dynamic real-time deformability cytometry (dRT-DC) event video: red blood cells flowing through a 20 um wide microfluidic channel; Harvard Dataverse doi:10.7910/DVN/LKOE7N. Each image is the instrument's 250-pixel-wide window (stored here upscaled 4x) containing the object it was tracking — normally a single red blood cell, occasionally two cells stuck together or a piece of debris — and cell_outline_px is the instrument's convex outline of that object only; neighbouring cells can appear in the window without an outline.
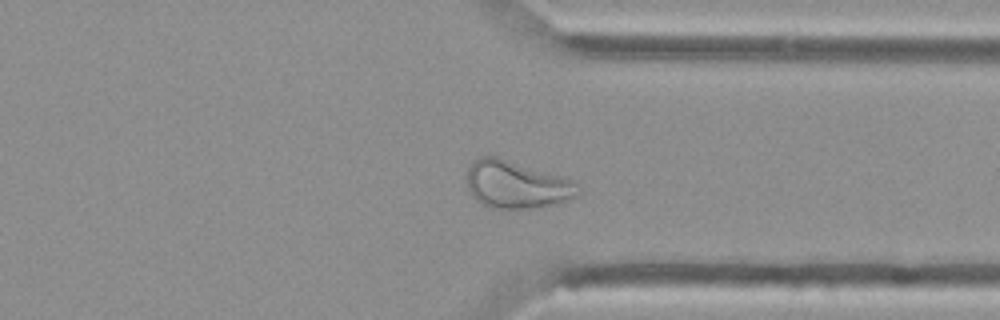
{"species": "Egyptian fruit bat (a non-hibernating species)", "species_latin": "Rousettus aegyptiacus", "temperature_condition": "cold", "stored_images_in_passage": 43, "camera_frame_rate_fps": 3000, "um_per_image_px": 0.085, "animal": {"sex": "female"}, "frame": {"image": 1, "passage_image": 31, "time_ms": 10.0, "image_size_px": [1000, 320], "cell_outline_px": [[580, 192], [576, 196], [556, 204], [532, 208], [488, 208], [476, 200], [472, 196], [468, 188], [468, 168], [480, 156], [496, 156], [572, 180]], "centroid_in_image_um": [43.87, 15.71], "position_along_channel_um": 367.5, "area_um2": 30.23}}
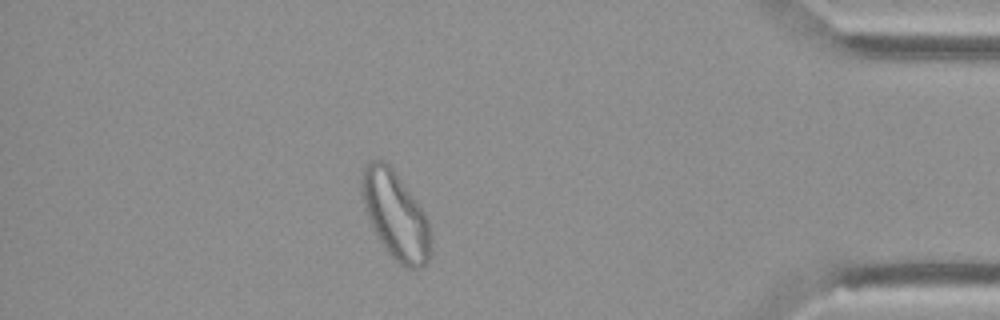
{"frame": {"image": 2, "passage_image": 37, "time_ms": 12.0, "image_size_px": [1000, 320], "cell_outline_px": [[432, 248], [428, 260], [420, 268], [408, 268], [400, 264], [388, 252], [372, 228], [364, 208], [360, 184], [360, 180], [364, 168], [372, 160], [384, 160], [392, 168], [424, 212], [428, 220], [432, 236]], "centroid_in_image_um": [33.63, 18.31], "position_along_channel_um": 401.6, "area_um2": 34.97}, "authors_computed_cell_mechanics": {"area_um2": 29.6514, "velocity_mm_per_s": 3.7262, "shape_relaxation_time_tau1_ms": null, "shape_relaxation_time_tau2_ms": 1.8237, "deformation_change_tau1": null, "deformation_change_tau2": 0.0853}}